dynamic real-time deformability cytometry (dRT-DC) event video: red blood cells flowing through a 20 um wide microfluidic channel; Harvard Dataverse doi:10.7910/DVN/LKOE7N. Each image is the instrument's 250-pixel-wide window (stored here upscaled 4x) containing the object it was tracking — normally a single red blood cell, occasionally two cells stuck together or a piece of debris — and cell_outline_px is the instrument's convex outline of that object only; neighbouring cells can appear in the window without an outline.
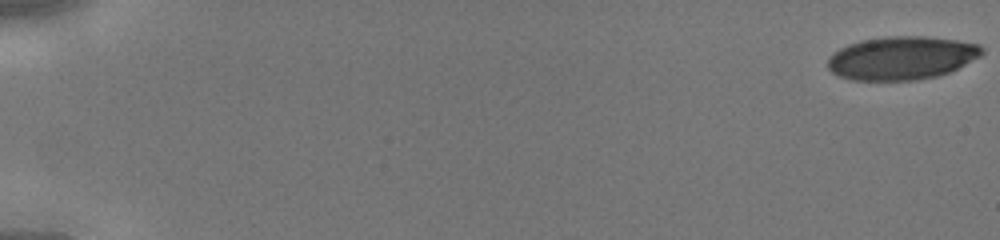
{"species": "human", "species_latin": "Homo sapiens", "temperature_condition": "cold", "stored_images_in_passage": 13, "camera_frame_rate_fps": 3000, "um_per_image_px": 0.085, "donor": {"sex": "male"}, "frame": {"image": 1, "passage_image": 1, "time_ms": 0.0, "image_size_px": [1000, 240], "cell_outline_px": [[984, 52], [980, 56], [948, 72], [936, 76], [916, 80], [852, 80], [840, 76], [832, 72], [828, 68], [828, 60], [832, 52], [848, 44], [860, 40], [884, 36], [928, 36], [956, 40], [980, 44], [984, 48]], "centroid_in_image_um": [76.62, 4.91], "position_along_channel_um": 8.4, "area_um2": 38.96}}